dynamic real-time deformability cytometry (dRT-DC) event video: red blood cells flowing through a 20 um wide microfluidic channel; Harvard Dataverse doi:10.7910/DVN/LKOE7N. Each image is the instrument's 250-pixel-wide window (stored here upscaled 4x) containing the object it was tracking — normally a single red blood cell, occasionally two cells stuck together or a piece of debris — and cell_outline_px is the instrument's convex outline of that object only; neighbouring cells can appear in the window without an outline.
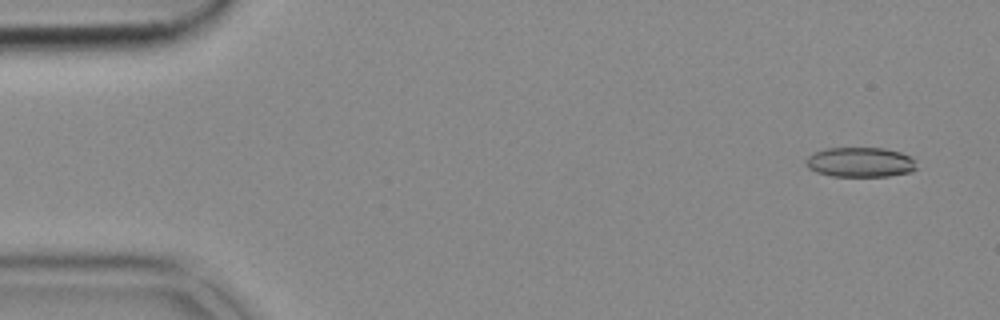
{"species": "common noctule bat (a hibernating species)", "species_latin": "Nyctalus noctula", "temperature_condition": "cold", "stored_images_in_passage": 52, "camera_frame_rate_fps": 3000, "um_per_image_px": 0.085, "animal": {"sex": "female", "body_mass_g": 18.4}, "frame": {"image": 1, "passage_image": 3, "time_ms": 0.667, "image_size_px": [1000, 320], "cell_outline_px": [[916, 168], [912, 172], [888, 176], [832, 176], [816, 172], [808, 168], [804, 164], [804, 160], [812, 152], [824, 148], [884, 148], [900, 152], [912, 156]], "centroid_in_image_um": [73.08, 13.78], "position_along_channel_um": 11.9, "area_um2": 19.48}}
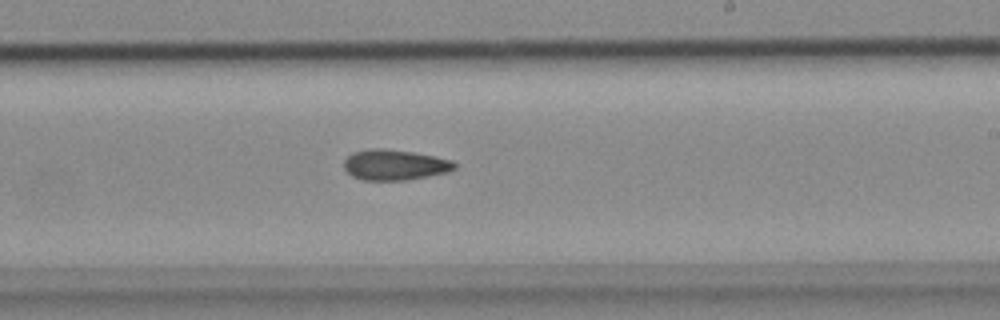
{"frame": {"image": 2, "passage_image": 31, "time_ms": 10.0, "image_size_px": [1000, 320], "cell_outline_px": [[456, 168], [448, 172], [408, 180], [364, 180], [352, 176], [344, 168], [344, 160], [352, 152], [372, 148], [380, 148], [412, 152], [452, 160], [456, 164]], "centroid_in_image_um": [33.54, 14.02], "position_along_channel_um": 255.5, "area_um2": 19.59}}
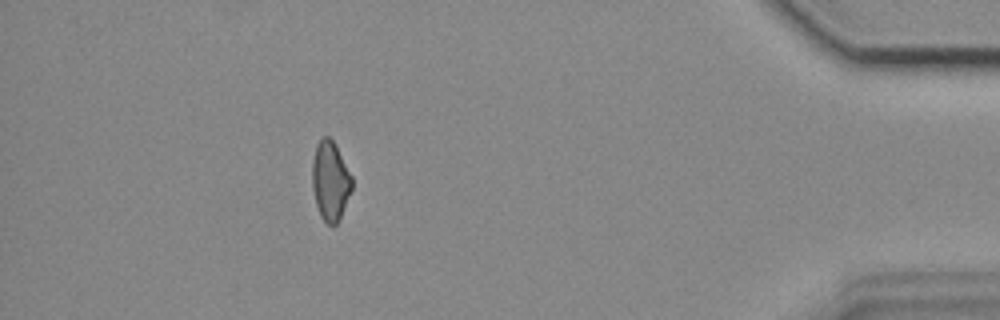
{"frame": {"image": 3, "passage_image": 47, "time_ms": 15.333, "image_size_px": [1000, 320], "cell_outline_px": [[352, 188], [340, 220], [332, 228], [320, 216], [316, 204], [312, 188], [312, 160], [316, 144], [324, 136], [328, 136], [332, 140], [352, 176]], "centroid_in_image_um": [28.06, 15.41], "position_along_channel_um": 407.1, "area_um2": 18.38}}